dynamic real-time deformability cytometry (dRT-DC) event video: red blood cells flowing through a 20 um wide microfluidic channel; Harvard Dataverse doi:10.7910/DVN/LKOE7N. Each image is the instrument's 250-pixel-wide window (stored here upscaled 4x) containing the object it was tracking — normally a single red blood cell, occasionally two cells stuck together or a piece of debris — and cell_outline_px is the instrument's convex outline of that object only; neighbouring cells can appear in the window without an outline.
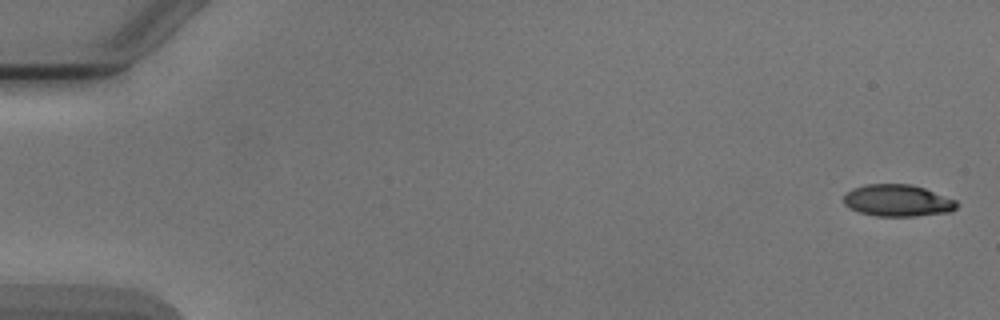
{"species": "Egyptian fruit bat (a non-hibernating species)", "species_latin": "Rousettus aegyptiacus", "temperature_condition": "cold", "stored_images_in_passage": 3, "camera_frame_rate_fps": 3000, "um_per_image_px": 0.085, "animal": {"sex": "male"}, "frame": {"image": 1, "passage_image": 1, "time_ms": 0.0, "image_size_px": [1000, 320], "cell_outline_px": [[956, 208], [952, 212], [916, 216], [876, 216], [860, 212], [844, 204], [844, 196], [852, 188], [868, 184], [912, 184], [924, 188], [956, 200]], "centroid_in_image_um": [76.31, 17.05], "position_along_channel_um": 8.7, "area_um2": 20.87}}